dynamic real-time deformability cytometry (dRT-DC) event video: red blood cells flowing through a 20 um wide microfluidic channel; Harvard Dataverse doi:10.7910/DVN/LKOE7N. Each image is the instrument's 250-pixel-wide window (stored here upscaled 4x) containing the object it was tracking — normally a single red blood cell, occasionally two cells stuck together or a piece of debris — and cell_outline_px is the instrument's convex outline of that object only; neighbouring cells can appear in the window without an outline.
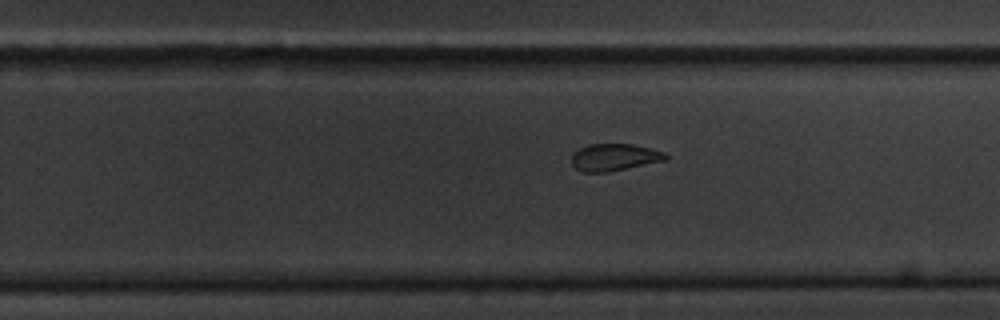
{"species": "common noctule bat (a hibernating species)", "species_latin": "Nyctalus noctula", "temperature_condition": "cold", "stored_images_in_passage": 10, "camera_frame_rate_fps": 3000, "um_per_image_px": 0.085, "animal": {"sex": "male", "body_mass_g": 20.1, "forearm_length_mm": 53.5}, "frame": {"image": 1, "passage_image": 10, "time_ms": 11.333, "image_size_px": [1000, 320], "cell_outline_px": [[668, 160], [608, 172], [584, 172], [576, 168], [572, 164], [572, 156], [580, 148], [588, 144], [632, 144], [664, 152], [668, 156]], "centroid_in_image_um": [52.24, 13.37], "position_along_channel_um": 277.6, "area_um2": 14.74}}